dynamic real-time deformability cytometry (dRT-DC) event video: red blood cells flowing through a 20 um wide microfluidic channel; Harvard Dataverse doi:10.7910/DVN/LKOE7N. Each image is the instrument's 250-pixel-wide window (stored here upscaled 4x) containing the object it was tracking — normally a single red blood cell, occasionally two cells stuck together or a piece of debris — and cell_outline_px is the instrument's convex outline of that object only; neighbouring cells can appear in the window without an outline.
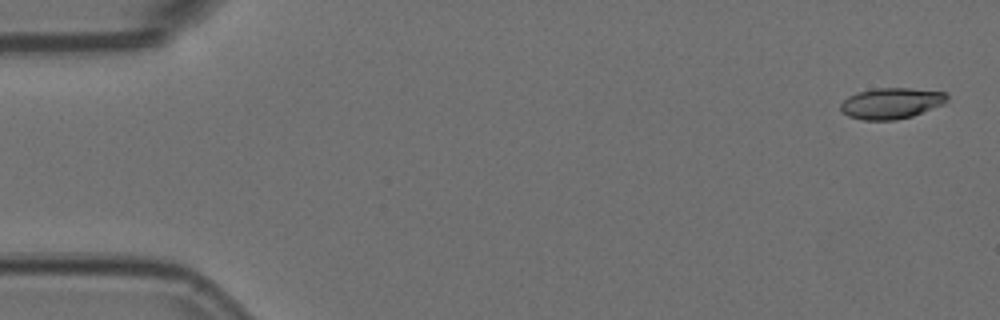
{"species": "Egyptian fruit bat (a non-hibernating species)", "species_latin": "Rousettus aegyptiacus", "temperature_condition": "room temperature", "stored_images_in_passage": 56, "camera_frame_rate_fps": 3000, "um_per_image_px": 0.085, "animal": {"sex": "female"}, "frame": {"image": 1, "passage_image": 2, "time_ms": 0.333, "image_size_px": [1000, 320], "cell_outline_px": [[948, 96], [944, 104], [912, 116], [896, 120], [864, 120], [848, 116], [840, 108], [840, 104], [848, 96], [856, 92], [876, 88], [908, 88], [948, 92]], "centroid_in_image_um": [75.76, 8.77], "position_along_channel_um": 9.2, "area_um2": 19.25}}
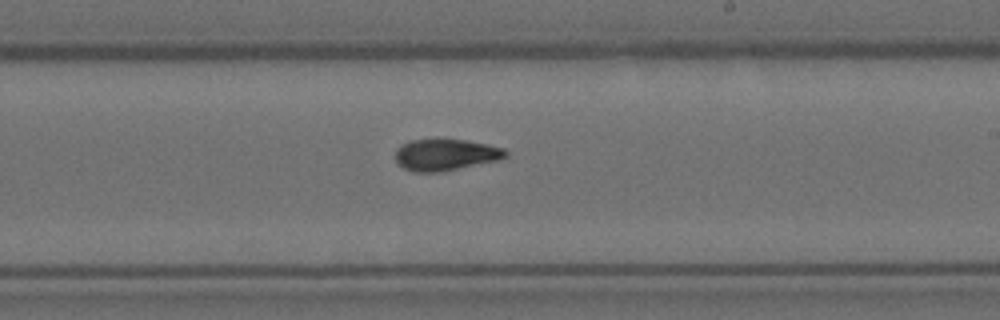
{"frame": {"image": 2, "passage_image": 33, "time_ms": 10.667, "image_size_px": [1000, 320], "cell_outline_px": [[508, 156], [500, 160], [440, 172], [416, 172], [404, 168], [396, 160], [396, 148], [400, 144], [412, 140], [464, 140], [504, 148], [508, 152]], "centroid_in_image_um": [37.89, 13.16], "position_along_channel_um": 251.1, "area_um2": 20.06}}
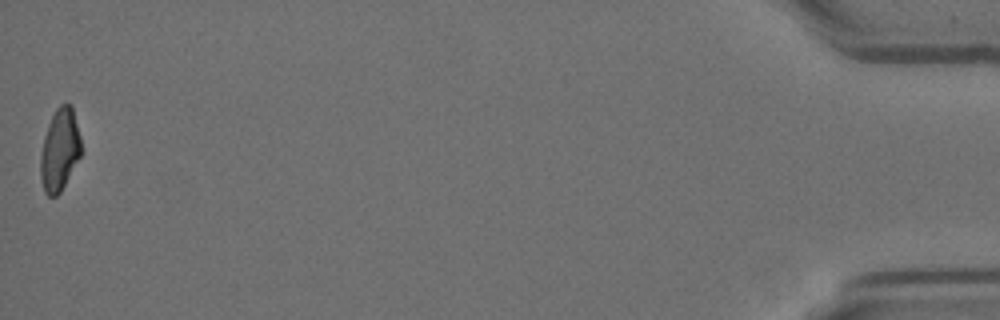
{"frame": {"image": 3, "passage_image": 56, "time_ms": 18.333, "image_size_px": [1000, 320], "cell_outline_px": [[80, 156], [60, 192], [56, 196], [48, 196], [44, 192], [40, 176], [40, 156], [44, 136], [48, 124], [56, 108], [60, 104], [72, 104], [80, 136]], "centroid_in_image_um": [5.06, 12.73], "position_along_channel_um": 430.1, "area_um2": 19.31}, "authors_computed_cell_mechanics": {"area_um2": 20.0855, "velocity_mm_per_s": 3.628, "shape_relaxation_time_tau1_ms": 5.6901, "shape_relaxation_time_tau2_ms": 2.7024, "deformation_change_tau1": 0.2027, "deformation_change_tau2": 0.0893}}